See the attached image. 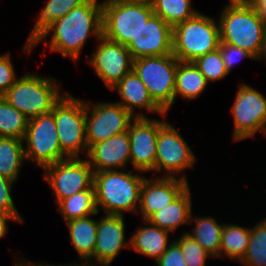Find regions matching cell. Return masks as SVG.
<instances>
[{"label": "cell", "instance_id": "cell-1", "mask_svg": "<svg viewBox=\"0 0 266 266\" xmlns=\"http://www.w3.org/2000/svg\"><path fill=\"white\" fill-rule=\"evenodd\" d=\"M51 34V38L48 37ZM103 35L102 2L89 0L48 25L33 41V48L44 42L49 50L77 63L90 36ZM46 38H50L47 41ZM46 39V40H45Z\"/></svg>", "mask_w": 266, "mask_h": 266}, {"label": "cell", "instance_id": "cell-2", "mask_svg": "<svg viewBox=\"0 0 266 266\" xmlns=\"http://www.w3.org/2000/svg\"><path fill=\"white\" fill-rule=\"evenodd\" d=\"M133 170H108L94 172L93 187L96 207L107 215H124L125 212L137 213L140 188L146 176Z\"/></svg>", "mask_w": 266, "mask_h": 266}, {"label": "cell", "instance_id": "cell-3", "mask_svg": "<svg viewBox=\"0 0 266 266\" xmlns=\"http://www.w3.org/2000/svg\"><path fill=\"white\" fill-rule=\"evenodd\" d=\"M218 19L220 43L242 48L257 59L265 22L255 5L250 0H229Z\"/></svg>", "mask_w": 266, "mask_h": 266}, {"label": "cell", "instance_id": "cell-4", "mask_svg": "<svg viewBox=\"0 0 266 266\" xmlns=\"http://www.w3.org/2000/svg\"><path fill=\"white\" fill-rule=\"evenodd\" d=\"M58 80L36 73H26L2 95L29 120L49 113L66 92H60ZM63 93V94H62Z\"/></svg>", "mask_w": 266, "mask_h": 266}, {"label": "cell", "instance_id": "cell-5", "mask_svg": "<svg viewBox=\"0 0 266 266\" xmlns=\"http://www.w3.org/2000/svg\"><path fill=\"white\" fill-rule=\"evenodd\" d=\"M220 42L219 23L199 11L173 27L172 54L179 61L193 62L218 49Z\"/></svg>", "mask_w": 266, "mask_h": 266}, {"label": "cell", "instance_id": "cell-6", "mask_svg": "<svg viewBox=\"0 0 266 266\" xmlns=\"http://www.w3.org/2000/svg\"><path fill=\"white\" fill-rule=\"evenodd\" d=\"M52 112L62 152L68 158H81L83 152L87 155L85 100L66 92Z\"/></svg>", "mask_w": 266, "mask_h": 266}, {"label": "cell", "instance_id": "cell-7", "mask_svg": "<svg viewBox=\"0 0 266 266\" xmlns=\"http://www.w3.org/2000/svg\"><path fill=\"white\" fill-rule=\"evenodd\" d=\"M153 14L152 4L105 0L102 2L103 36L127 45Z\"/></svg>", "mask_w": 266, "mask_h": 266}, {"label": "cell", "instance_id": "cell-8", "mask_svg": "<svg viewBox=\"0 0 266 266\" xmlns=\"http://www.w3.org/2000/svg\"><path fill=\"white\" fill-rule=\"evenodd\" d=\"M178 59L173 54L141 57L133 61V71L143 81L153 101L168 113L175 101Z\"/></svg>", "mask_w": 266, "mask_h": 266}, {"label": "cell", "instance_id": "cell-9", "mask_svg": "<svg viewBox=\"0 0 266 266\" xmlns=\"http://www.w3.org/2000/svg\"><path fill=\"white\" fill-rule=\"evenodd\" d=\"M23 142L26 161L42 169L68 158L60 148L52 111L29 120Z\"/></svg>", "mask_w": 266, "mask_h": 266}, {"label": "cell", "instance_id": "cell-10", "mask_svg": "<svg viewBox=\"0 0 266 266\" xmlns=\"http://www.w3.org/2000/svg\"><path fill=\"white\" fill-rule=\"evenodd\" d=\"M195 162L197 163L196 156L190 145L187 144L178 129L166 122L159 129L156 144L155 173L163 172V177H177L188 180L185 171L190 168L193 169Z\"/></svg>", "mask_w": 266, "mask_h": 266}, {"label": "cell", "instance_id": "cell-11", "mask_svg": "<svg viewBox=\"0 0 266 266\" xmlns=\"http://www.w3.org/2000/svg\"><path fill=\"white\" fill-rule=\"evenodd\" d=\"M234 141L261 135L266 124V97L252 86L241 83L231 106Z\"/></svg>", "mask_w": 266, "mask_h": 266}, {"label": "cell", "instance_id": "cell-12", "mask_svg": "<svg viewBox=\"0 0 266 266\" xmlns=\"http://www.w3.org/2000/svg\"><path fill=\"white\" fill-rule=\"evenodd\" d=\"M86 142L88 149L101 141L128 131L135 118L121 104L116 102L90 103L85 100Z\"/></svg>", "mask_w": 266, "mask_h": 266}, {"label": "cell", "instance_id": "cell-13", "mask_svg": "<svg viewBox=\"0 0 266 266\" xmlns=\"http://www.w3.org/2000/svg\"><path fill=\"white\" fill-rule=\"evenodd\" d=\"M43 170V178L53 190L57 204L93 186L94 172L86 158H67L50 164Z\"/></svg>", "mask_w": 266, "mask_h": 266}, {"label": "cell", "instance_id": "cell-14", "mask_svg": "<svg viewBox=\"0 0 266 266\" xmlns=\"http://www.w3.org/2000/svg\"><path fill=\"white\" fill-rule=\"evenodd\" d=\"M96 44V49L85 60L92 66L97 77L111 89L133 70L134 59L126 45L110 41L103 35Z\"/></svg>", "mask_w": 266, "mask_h": 266}, {"label": "cell", "instance_id": "cell-15", "mask_svg": "<svg viewBox=\"0 0 266 266\" xmlns=\"http://www.w3.org/2000/svg\"><path fill=\"white\" fill-rule=\"evenodd\" d=\"M149 117L134 118L129 127L130 163L134 172H154L159 129L166 123Z\"/></svg>", "mask_w": 266, "mask_h": 266}, {"label": "cell", "instance_id": "cell-16", "mask_svg": "<svg viewBox=\"0 0 266 266\" xmlns=\"http://www.w3.org/2000/svg\"><path fill=\"white\" fill-rule=\"evenodd\" d=\"M189 186L188 180L177 177H145L140 188L137 210L141 214V221L148 220L154 213L173 202Z\"/></svg>", "mask_w": 266, "mask_h": 266}, {"label": "cell", "instance_id": "cell-17", "mask_svg": "<svg viewBox=\"0 0 266 266\" xmlns=\"http://www.w3.org/2000/svg\"><path fill=\"white\" fill-rule=\"evenodd\" d=\"M173 28L153 14L126 45L133 59L172 54Z\"/></svg>", "mask_w": 266, "mask_h": 266}, {"label": "cell", "instance_id": "cell-18", "mask_svg": "<svg viewBox=\"0 0 266 266\" xmlns=\"http://www.w3.org/2000/svg\"><path fill=\"white\" fill-rule=\"evenodd\" d=\"M86 156L93 172L126 169L125 167L130 161L128 131L93 144L88 149Z\"/></svg>", "mask_w": 266, "mask_h": 266}, {"label": "cell", "instance_id": "cell-19", "mask_svg": "<svg viewBox=\"0 0 266 266\" xmlns=\"http://www.w3.org/2000/svg\"><path fill=\"white\" fill-rule=\"evenodd\" d=\"M110 90H117L121 101L116 103L121 104L127 111H129L135 118L147 117L141 111L146 110L150 113H156L165 118V113L151 98L148 89L143 81L138 77L135 71L128 72L116 85ZM136 108H140L138 113Z\"/></svg>", "mask_w": 266, "mask_h": 266}, {"label": "cell", "instance_id": "cell-20", "mask_svg": "<svg viewBox=\"0 0 266 266\" xmlns=\"http://www.w3.org/2000/svg\"><path fill=\"white\" fill-rule=\"evenodd\" d=\"M145 223V224H144ZM130 236V248L137 253L154 258L155 262L165 253L172 242H169L170 232L152 225L148 220H143Z\"/></svg>", "mask_w": 266, "mask_h": 266}, {"label": "cell", "instance_id": "cell-21", "mask_svg": "<svg viewBox=\"0 0 266 266\" xmlns=\"http://www.w3.org/2000/svg\"><path fill=\"white\" fill-rule=\"evenodd\" d=\"M190 186L173 202L154 213L148 221L163 230L175 233L178 227L190 223L192 196Z\"/></svg>", "mask_w": 266, "mask_h": 266}, {"label": "cell", "instance_id": "cell-22", "mask_svg": "<svg viewBox=\"0 0 266 266\" xmlns=\"http://www.w3.org/2000/svg\"><path fill=\"white\" fill-rule=\"evenodd\" d=\"M191 214V219L189 224H194L190 229V232L186 233L194 238L197 243L213 258L219 259V250L221 243V234L224 226L218 223L217 220L212 216H193Z\"/></svg>", "mask_w": 266, "mask_h": 266}, {"label": "cell", "instance_id": "cell-23", "mask_svg": "<svg viewBox=\"0 0 266 266\" xmlns=\"http://www.w3.org/2000/svg\"><path fill=\"white\" fill-rule=\"evenodd\" d=\"M89 0H47L46 4L35 19V24L29 34L23 52L30 54L33 50L32 41L51 23L64 17L73 8L78 7Z\"/></svg>", "mask_w": 266, "mask_h": 266}, {"label": "cell", "instance_id": "cell-24", "mask_svg": "<svg viewBox=\"0 0 266 266\" xmlns=\"http://www.w3.org/2000/svg\"><path fill=\"white\" fill-rule=\"evenodd\" d=\"M205 76L200 72L193 62L178 61L175 78V100L176 96L182 99L192 100L204 93L208 87Z\"/></svg>", "mask_w": 266, "mask_h": 266}, {"label": "cell", "instance_id": "cell-25", "mask_svg": "<svg viewBox=\"0 0 266 266\" xmlns=\"http://www.w3.org/2000/svg\"><path fill=\"white\" fill-rule=\"evenodd\" d=\"M26 161L24 142L13 137H0V175L14 182Z\"/></svg>", "mask_w": 266, "mask_h": 266}, {"label": "cell", "instance_id": "cell-26", "mask_svg": "<svg viewBox=\"0 0 266 266\" xmlns=\"http://www.w3.org/2000/svg\"><path fill=\"white\" fill-rule=\"evenodd\" d=\"M249 240V227L224 223L221 234L219 258L228 257V259L239 263L247 252Z\"/></svg>", "mask_w": 266, "mask_h": 266}, {"label": "cell", "instance_id": "cell-27", "mask_svg": "<svg viewBox=\"0 0 266 266\" xmlns=\"http://www.w3.org/2000/svg\"><path fill=\"white\" fill-rule=\"evenodd\" d=\"M56 205L58 206V212L63 216L64 222L98 214L93 186L88 190L79 191L71 197L61 200Z\"/></svg>", "mask_w": 266, "mask_h": 266}, {"label": "cell", "instance_id": "cell-28", "mask_svg": "<svg viewBox=\"0 0 266 266\" xmlns=\"http://www.w3.org/2000/svg\"><path fill=\"white\" fill-rule=\"evenodd\" d=\"M153 12L160 16L172 28L190 18L197 12L191 0H154Z\"/></svg>", "mask_w": 266, "mask_h": 266}, {"label": "cell", "instance_id": "cell-29", "mask_svg": "<svg viewBox=\"0 0 266 266\" xmlns=\"http://www.w3.org/2000/svg\"><path fill=\"white\" fill-rule=\"evenodd\" d=\"M29 119L0 96V137L23 140Z\"/></svg>", "mask_w": 266, "mask_h": 266}, {"label": "cell", "instance_id": "cell-30", "mask_svg": "<svg viewBox=\"0 0 266 266\" xmlns=\"http://www.w3.org/2000/svg\"><path fill=\"white\" fill-rule=\"evenodd\" d=\"M239 264L242 266H266V218L250 227L248 249Z\"/></svg>", "mask_w": 266, "mask_h": 266}, {"label": "cell", "instance_id": "cell-31", "mask_svg": "<svg viewBox=\"0 0 266 266\" xmlns=\"http://www.w3.org/2000/svg\"><path fill=\"white\" fill-rule=\"evenodd\" d=\"M193 63L205 76L208 83L222 80L229 75L219 48L197 58Z\"/></svg>", "mask_w": 266, "mask_h": 266}, {"label": "cell", "instance_id": "cell-32", "mask_svg": "<svg viewBox=\"0 0 266 266\" xmlns=\"http://www.w3.org/2000/svg\"><path fill=\"white\" fill-rule=\"evenodd\" d=\"M174 241L181 247L183 259L188 266H206L211 255L194 238L184 232Z\"/></svg>", "mask_w": 266, "mask_h": 266}, {"label": "cell", "instance_id": "cell-33", "mask_svg": "<svg viewBox=\"0 0 266 266\" xmlns=\"http://www.w3.org/2000/svg\"><path fill=\"white\" fill-rule=\"evenodd\" d=\"M14 183V181L0 175V212L14 215L21 223H23L25 220L23 219V216L19 214L11 194Z\"/></svg>", "mask_w": 266, "mask_h": 266}, {"label": "cell", "instance_id": "cell-34", "mask_svg": "<svg viewBox=\"0 0 266 266\" xmlns=\"http://www.w3.org/2000/svg\"><path fill=\"white\" fill-rule=\"evenodd\" d=\"M9 52L0 55V96H2L18 79Z\"/></svg>", "mask_w": 266, "mask_h": 266}, {"label": "cell", "instance_id": "cell-35", "mask_svg": "<svg viewBox=\"0 0 266 266\" xmlns=\"http://www.w3.org/2000/svg\"><path fill=\"white\" fill-rule=\"evenodd\" d=\"M219 49L228 74H230L232 67L237 61L239 62L243 58L256 60V58L246 50L228 43H220Z\"/></svg>", "mask_w": 266, "mask_h": 266}, {"label": "cell", "instance_id": "cell-36", "mask_svg": "<svg viewBox=\"0 0 266 266\" xmlns=\"http://www.w3.org/2000/svg\"><path fill=\"white\" fill-rule=\"evenodd\" d=\"M165 253L156 261L157 266H188L184 259L181 247L173 240Z\"/></svg>", "mask_w": 266, "mask_h": 266}, {"label": "cell", "instance_id": "cell-37", "mask_svg": "<svg viewBox=\"0 0 266 266\" xmlns=\"http://www.w3.org/2000/svg\"><path fill=\"white\" fill-rule=\"evenodd\" d=\"M8 221L21 223L14 215L0 214V238L4 237L8 232Z\"/></svg>", "mask_w": 266, "mask_h": 266}, {"label": "cell", "instance_id": "cell-38", "mask_svg": "<svg viewBox=\"0 0 266 266\" xmlns=\"http://www.w3.org/2000/svg\"><path fill=\"white\" fill-rule=\"evenodd\" d=\"M257 8L260 18L266 24V0H250Z\"/></svg>", "mask_w": 266, "mask_h": 266}, {"label": "cell", "instance_id": "cell-39", "mask_svg": "<svg viewBox=\"0 0 266 266\" xmlns=\"http://www.w3.org/2000/svg\"><path fill=\"white\" fill-rule=\"evenodd\" d=\"M265 60L266 62V24H265V28H264V32H263V39H262V47H261V51L257 57V61H262Z\"/></svg>", "mask_w": 266, "mask_h": 266}, {"label": "cell", "instance_id": "cell-40", "mask_svg": "<svg viewBox=\"0 0 266 266\" xmlns=\"http://www.w3.org/2000/svg\"><path fill=\"white\" fill-rule=\"evenodd\" d=\"M114 1H125V2H135V3H146L152 4L154 0H114Z\"/></svg>", "mask_w": 266, "mask_h": 266}, {"label": "cell", "instance_id": "cell-41", "mask_svg": "<svg viewBox=\"0 0 266 266\" xmlns=\"http://www.w3.org/2000/svg\"><path fill=\"white\" fill-rule=\"evenodd\" d=\"M262 136H263L264 138H266V124H265L264 130H263V132H262Z\"/></svg>", "mask_w": 266, "mask_h": 266}]
</instances>
